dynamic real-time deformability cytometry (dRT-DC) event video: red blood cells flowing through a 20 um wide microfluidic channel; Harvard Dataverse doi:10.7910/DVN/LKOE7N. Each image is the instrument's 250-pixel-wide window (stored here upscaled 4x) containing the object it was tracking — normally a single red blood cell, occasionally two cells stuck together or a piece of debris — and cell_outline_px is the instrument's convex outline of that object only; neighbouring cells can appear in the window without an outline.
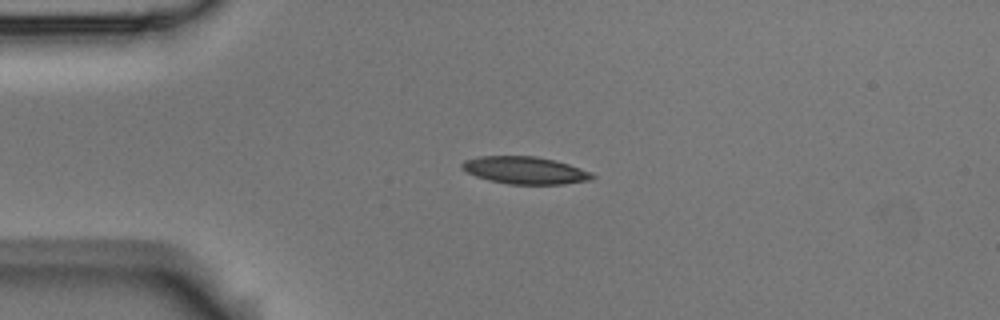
{"species": "Egyptian fruit bat (a non-hibernating species)", "species_latin": "Rousettus aegyptiacus", "temperature_condition": "room temperature", "stored_images_in_passage": 5, "camera_frame_rate_fps": 3000, "um_per_image_px": 0.085, "animal": {"sex": "male"}, "frame": {"image": 1, "passage_image": 3, "time_ms": 0.667, "image_size_px": [1000, 320], "cell_outline_px": [[596, 176], [588, 180], [564, 184], [508, 184], [488, 180], [476, 176], [468, 172], [460, 164], [464, 160], [480, 156], [536, 156], [568, 164], [580, 168]], "centroid_in_image_um": [44.59, 14.47], "position_along_channel_um": 40.4, "area_um2": 20.46}}
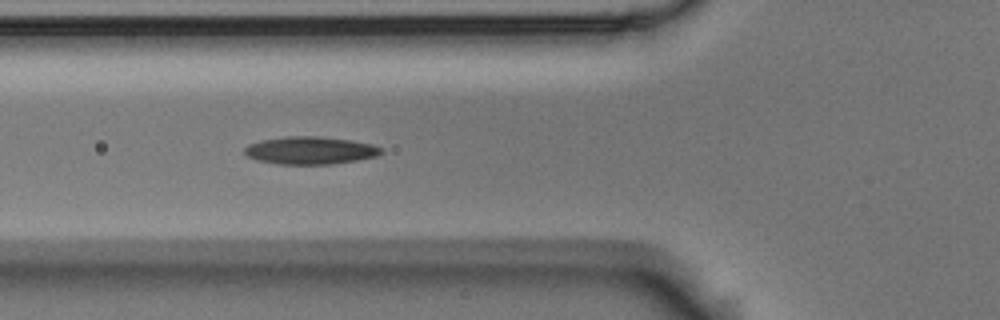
{"frame": {"image": 2, "passage_image": 5, "time_ms": 1.333, "image_size_px": [1000, 320], "cell_outline_px": [[384, 152], [376, 156], [356, 160], [332, 164], [280, 164], [256, 160], [248, 156], [244, 152], [244, 148], [248, 144], [260, 140], [288, 136], [320, 136], [352, 140], [372, 144], [384, 148]], "centroid_in_image_um": [26.39, 12.78], "position_along_channel_um": 99.4, "area_um2": 22.14}}